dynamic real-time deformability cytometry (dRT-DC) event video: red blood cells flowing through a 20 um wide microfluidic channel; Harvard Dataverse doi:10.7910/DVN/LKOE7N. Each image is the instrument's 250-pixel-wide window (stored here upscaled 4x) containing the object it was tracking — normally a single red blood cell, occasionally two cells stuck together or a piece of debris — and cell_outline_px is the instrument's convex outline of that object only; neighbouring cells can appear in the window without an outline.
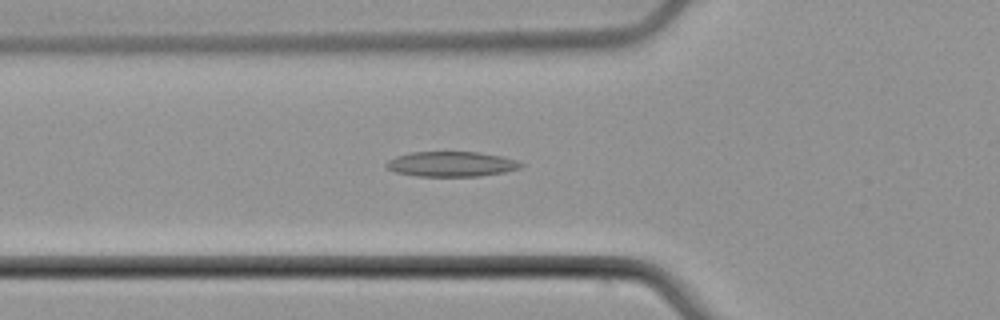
{"species": "common noctule bat (a hibernating species)", "species_latin": "Nyctalus noctula", "temperature_condition": "cold", "stored_images_in_passage": 52, "camera_frame_rate_fps": 3000, "um_per_image_px": 0.085, "animal": {"sex": "male", "body_mass_g": 21.5, "forearm_length_mm": 52.0}, "frame": {"image": 1, "passage_image": 18, "time_ms": 5.667, "image_size_px": [1000, 320], "cell_outline_px": [[524, 164], [520, 168], [504, 172], [480, 176], [416, 176], [396, 172], [388, 168], [384, 164], [388, 160], [396, 156], [412, 152], [476, 152], [500, 156], [516, 160]], "centroid_in_image_um": [38.35, 13.95], "position_along_channel_um": 87.4, "area_um2": 19.54}}
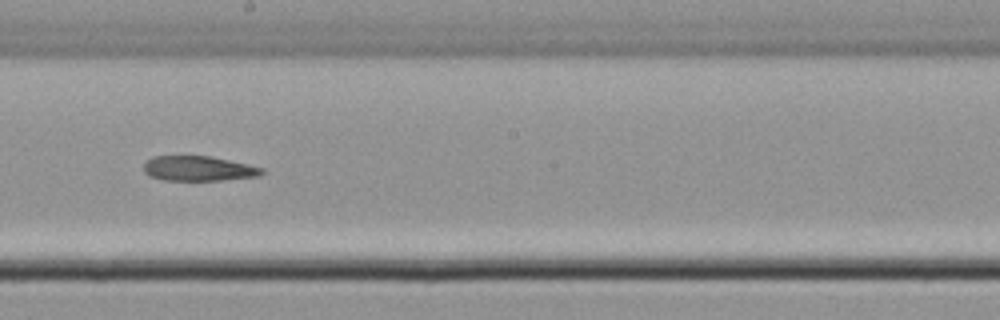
{"frame": {"image": 2, "passage_image": 29, "time_ms": 9.333, "image_size_px": [1000, 320], "cell_outline_px": [[264, 172], [260, 176], [220, 180], [164, 180], [148, 176], [144, 172], [144, 164], [152, 156], [208, 156], [228, 160], [264, 168]], "centroid_in_image_um": [16.85, 14.33], "position_along_channel_um": 231.4, "area_um2": 17.05}}
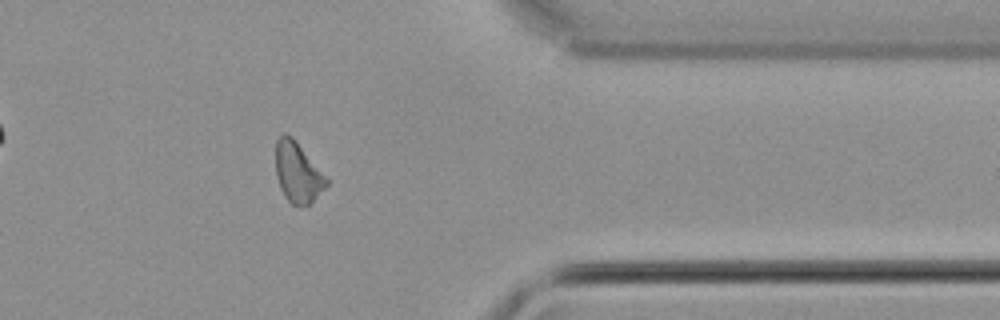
{"frame": {"image": 3, "passage_image": 42, "time_ms": 13.667, "image_size_px": [1000, 320], "cell_outline_px": [[328, 184], [308, 204], [292, 204], [284, 196], [280, 188], [276, 176], [276, 140], [284, 132], [292, 136], [328, 180]], "centroid_in_image_um": [25.26, 14.62], "position_along_channel_um": 386.1, "area_um2": 17.28}}